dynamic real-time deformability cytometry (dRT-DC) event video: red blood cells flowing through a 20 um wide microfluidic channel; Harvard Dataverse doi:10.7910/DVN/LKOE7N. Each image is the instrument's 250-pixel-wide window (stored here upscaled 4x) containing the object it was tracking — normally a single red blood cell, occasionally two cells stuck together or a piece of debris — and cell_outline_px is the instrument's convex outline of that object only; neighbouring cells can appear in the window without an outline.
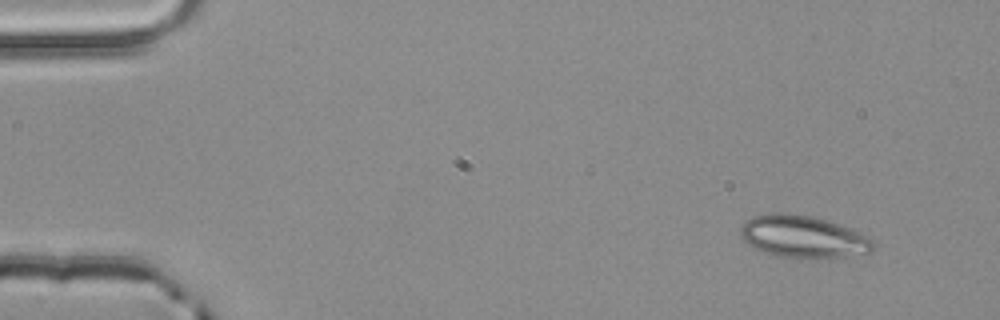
{"species": "common noctule bat (a hibernating species)", "species_latin": "Nyctalus noctula", "temperature_condition": "room temperature", "stored_images_in_passage": 5, "camera_frame_rate_fps": 3000, "um_per_image_px": 0.085, "animal": {"sex": "male", "body_mass_g": 20.4}, "frame": {"image": 1, "passage_image": 1, "time_ms": 0.0, "image_size_px": [1000, 320], "cell_outline_px": [[872, 252], [828, 260], [772, 256], [752, 248], [740, 236], [740, 228], [748, 220], [756, 216], [772, 212], [780, 212], [812, 216], [852, 228], [868, 236], [872, 240]], "centroid_in_image_um": [68.28, 20.16], "position_along_channel_um": 16.7, "area_um2": 33.29}}
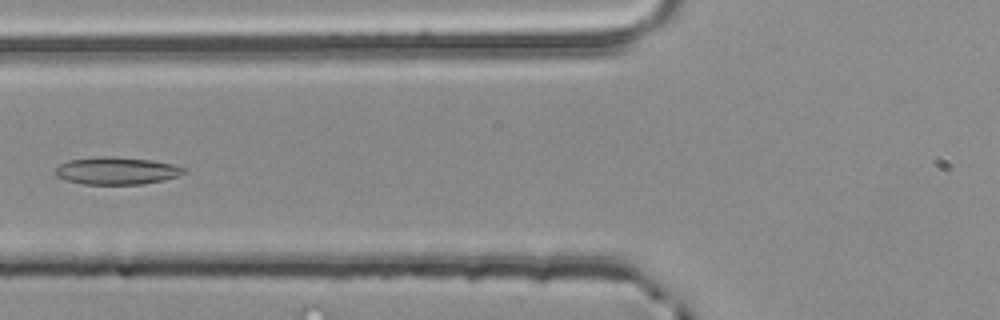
{"frame": {"image": 2, "passage_image": 5, "time_ms": 1.333, "image_size_px": [1000, 320], "cell_outline_px": [[188, 172], [180, 176], [164, 180], [140, 184], [84, 184], [68, 180], [56, 176], [56, 168], [60, 164], [68, 160], [104, 156], [112, 156], [152, 160], [172, 164], [188, 168]], "centroid_in_image_um": [9.99, 14.51], "position_along_channel_um": 115.8, "area_um2": 20.58}}